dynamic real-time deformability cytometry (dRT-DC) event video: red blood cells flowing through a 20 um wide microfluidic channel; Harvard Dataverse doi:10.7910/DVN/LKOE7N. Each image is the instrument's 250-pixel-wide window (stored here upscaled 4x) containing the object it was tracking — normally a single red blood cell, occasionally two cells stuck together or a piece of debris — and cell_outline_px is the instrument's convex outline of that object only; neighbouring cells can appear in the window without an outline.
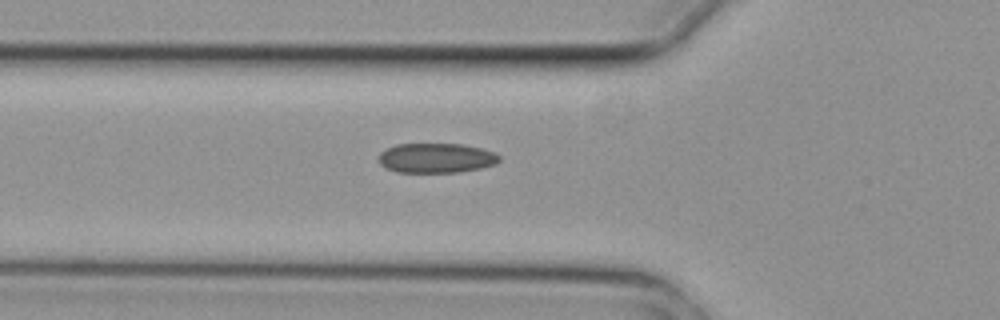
{"species": "common noctule bat (a hibernating species)", "species_latin": "Nyctalus noctula", "temperature_condition": "cold", "stored_images_in_passage": 5, "camera_frame_rate_fps": 3000, "um_per_image_px": 0.085, "animal": {"sex": "female", "body_mass_g": 29.2, "forearm_length_mm": 56.3}, "frame": {"image": 1, "passage_image": 5, "time_ms": 1.333, "image_size_px": [1000, 320], "cell_outline_px": [[500, 160], [496, 164], [480, 168], [460, 172], [396, 172], [384, 168], [380, 164], [380, 152], [396, 144], [464, 144], [484, 148], [496, 152], [500, 156]], "centroid_in_image_um": [37.12, 13.43], "position_along_channel_um": 88.7, "area_um2": 21.1}}